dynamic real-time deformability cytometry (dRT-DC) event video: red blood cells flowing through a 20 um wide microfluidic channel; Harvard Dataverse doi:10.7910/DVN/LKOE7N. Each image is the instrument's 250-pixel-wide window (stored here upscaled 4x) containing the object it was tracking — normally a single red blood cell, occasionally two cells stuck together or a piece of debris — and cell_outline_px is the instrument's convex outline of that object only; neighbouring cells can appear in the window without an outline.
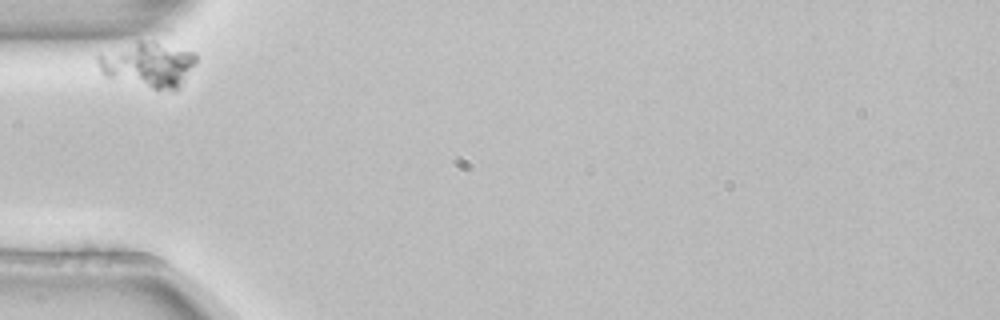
{"species": "common noctule bat (a hibernating species)", "species_latin": "Nyctalus noctula", "temperature_condition": "room temperature", "stored_images_in_passage": 4, "camera_frame_rate_fps": 3000, "um_per_image_px": 0.085, "animal": {"sex": "female", "body_mass_g": 22.7, "forearm_length_mm": 54.2}, "frame": {"image": 1, "passage_image": 1, "time_ms": 0.0, "image_size_px": [1000, 320], "cell_outline_px": [[196, 64], [180, 88], [152, 88], [104, 76], [100, 72], [96, 60], [96, 56], [140, 40], [196, 52]], "centroid_in_image_um": [12.59, 5.5], "position_along_channel_um": 72.4, "area_um2": 25.2}}